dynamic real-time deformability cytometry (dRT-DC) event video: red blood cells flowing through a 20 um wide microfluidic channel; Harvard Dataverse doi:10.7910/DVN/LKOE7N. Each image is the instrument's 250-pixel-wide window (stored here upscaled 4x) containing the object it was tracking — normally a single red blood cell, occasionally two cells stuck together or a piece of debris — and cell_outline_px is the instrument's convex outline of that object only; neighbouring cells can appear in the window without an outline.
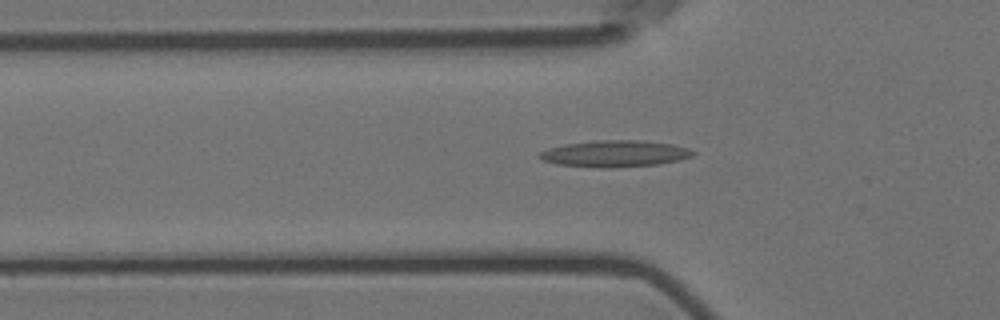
{"species": "Egyptian fruit bat (a non-hibernating species)", "species_latin": "Rousettus aegyptiacus", "temperature_condition": "room temperature", "stored_images_in_passage": 37, "camera_frame_rate_fps": 3000, "um_per_image_px": 0.085, "animal": {"sex": "female"}, "frame": {"image": 1, "passage_image": 5, "time_ms": 1.333, "image_size_px": [1000, 320], "cell_outline_px": [[696, 152], [692, 156], [680, 160], [656, 164], [612, 168], [600, 168], [556, 164], [544, 160], [540, 156], [540, 152], [548, 148], [564, 144], [596, 140], [644, 140], [672, 144], [688, 148]], "centroid_in_image_um": [52.28, 13.05], "position_along_channel_um": 73.5, "area_um2": 23.76}}
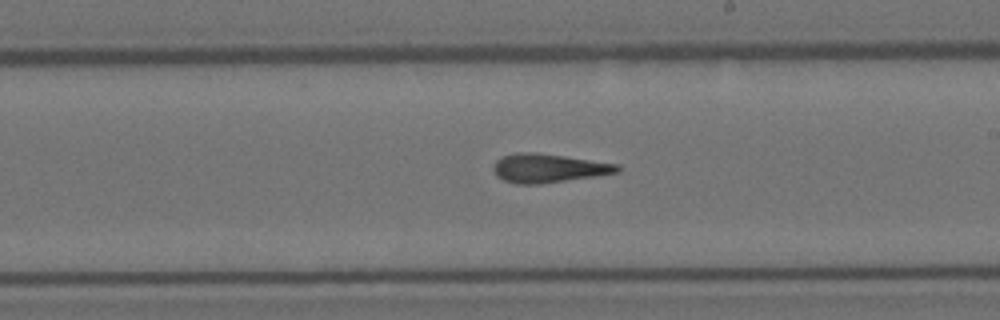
{"frame": {"image": 2, "passage_image": 19, "time_ms": 6.0, "image_size_px": [1000, 320], "cell_outline_px": [[620, 172], [596, 176], [540, 184], [516, 184], [504, 180], [496, 176], [492, 168], [496, 160], [504, 156], [516, 152], [532, 152], [564, 156], [620, 164]], "centroid_in_image_um": [46.62, 14.3], "position_along_channel_um": 242.4, "area_um2": 20.81}}
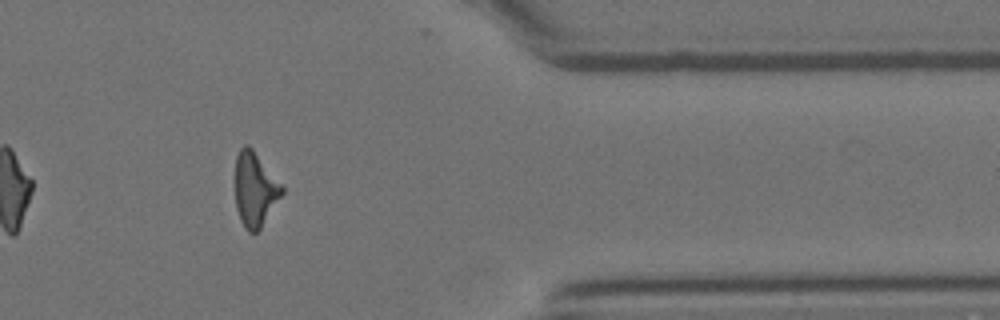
{"frame": {"image": 3, "passage_image": 33, "time_ms": 10.667, "image_size_px": [1000, 320], "cell_outline_px": [[284, 192], [260, 228], [256, 232], [248, 232], [244, 228], [240, 220], [236, 208], [236, 156], [240, 148], [244, 144], [248, 144], [252, 148], [284, 184]], "centroid_in_image_um": [21.69, 16.07], "position_along_channel_um": 389.7, "area_um2": 20.4}, "authors_computed_cell_mechanics": {"area_um2": 20.6924, "velocity_mm_per_s": 3.6002, "shape_relaxation_time_tau1_ms": null, "shape_relaxation_time_tau2_ms": 5.365, "deformation_change_tau1": null, "deformation_change_tau2": 0.1968}}